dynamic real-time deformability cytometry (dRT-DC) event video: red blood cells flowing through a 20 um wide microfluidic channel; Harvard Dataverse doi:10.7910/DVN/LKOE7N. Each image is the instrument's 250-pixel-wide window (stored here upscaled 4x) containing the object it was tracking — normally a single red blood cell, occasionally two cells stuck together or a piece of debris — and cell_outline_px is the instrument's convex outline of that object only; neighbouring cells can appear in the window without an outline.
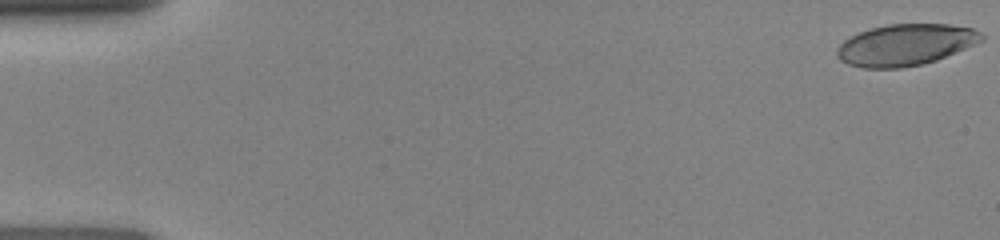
{"species": "human", "species_latin": "Homo sapiens", "temperature_condition": "room temperature", "stored_images_in_passage": 48, "camera_frame_rate_fps": 3000, "um_per_image_px": 0.085, "donor": {"sex": "female"}, "frame": {"image": 1, "passage_image": 1, "time_ms": 0.0, "image_size_px": [1000, 240], "cell_outline_px": [[984, 40], [936, 60], [920, 64], [900, 68], [864, 68], [848, 64], [840, 60], [836, 56], [836, 48], [844, 40], [860, 32], [872, 28], [888, 24], [948, 24], [972, 28], [980, 32], [984, 36]], "centroid_in_image_um": [76.94, 3.81], "position_along_channel_um": 8.1, "area_um2": 34.68}}
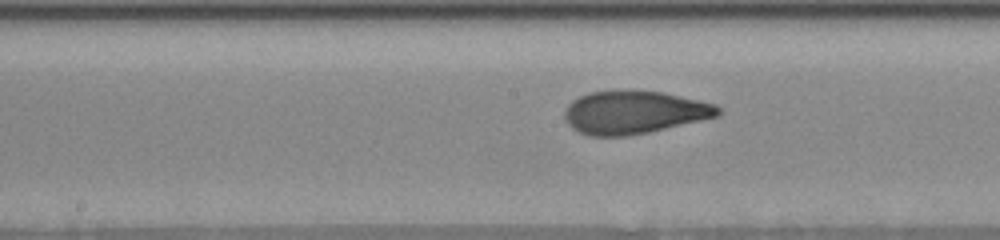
{"frame": {"image": 2, "passage_image": 25, "time_ms": 8.0, "image_size_px": [1000, 240], "cell_outline_px": [[720, 116], [648, 132], [628, 136], [588, 136], [572, 128], [568, 124], [564, 116], [564, 112], [568, 104], [572, 100], [588, 92], [664, 92], [716, 104], [720, 108]], "centroid_in_image_um": [53.9, 9.57], "position_along_channel_um": 194.3, "area_um2": 37.97}}
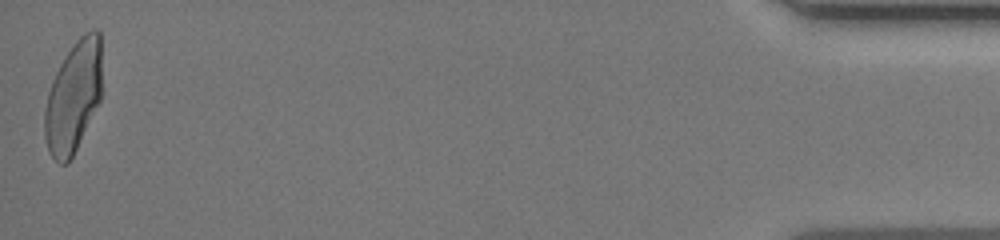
{"frame": {"image": 3, "passage_image": 48, "time_ms": 15.667, "image_size_px": [1000, 240], "cell_outline_px": [[100, 100], [68, 164], [60, 164], [48, 152], [44, 136], [44, 112], [48, 92], [52, 80], [60, 64], [76, 40], [84, 32], [92, 28], [96, 28], [100, 32]], "centroid_in_image_um": [6.21, 8.23], "position_along_channel_um": 429.0, "area_um2": 36.76}}